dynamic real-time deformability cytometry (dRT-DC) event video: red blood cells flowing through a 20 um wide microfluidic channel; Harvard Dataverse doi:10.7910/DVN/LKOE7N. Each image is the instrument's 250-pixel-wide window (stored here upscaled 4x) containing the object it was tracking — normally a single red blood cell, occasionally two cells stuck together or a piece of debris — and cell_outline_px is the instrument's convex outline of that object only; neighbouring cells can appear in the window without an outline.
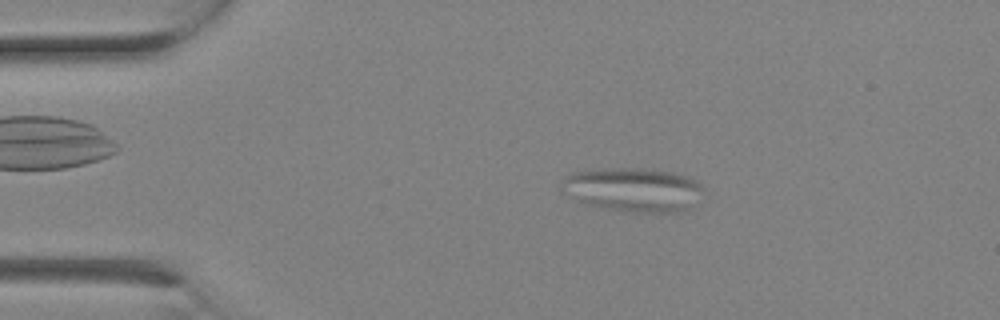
{"species": "Egyptian fruit bat (a non-hibernating species)", "species_latin": "Rousettus aegyptiacus", "temperature_condition": "room temperature", "stored_images_in_passage": 2, "camera_frame_rate_fps": 3000, "um_per_image_px": 0.085, "animal": {"sex": "female"}, "frame": {"image": 1, "passage_image": 1, "time_ms": 0.0, "image_size_px": [1000, 320], "cell_outline_px": [[704, 192], [696, 208], [688, 212], [624, 212], [584, 204], [560, 192], [560, 188], [564, 180], [572, 172], [612, 168], [640, 168], [672, 172], [688, 176], [696, 180], [704, 188]], "centroid_in_image_um": [53.9, 16.15], "position_along_channel_um": 31.1, "area_um2": 37.22}}